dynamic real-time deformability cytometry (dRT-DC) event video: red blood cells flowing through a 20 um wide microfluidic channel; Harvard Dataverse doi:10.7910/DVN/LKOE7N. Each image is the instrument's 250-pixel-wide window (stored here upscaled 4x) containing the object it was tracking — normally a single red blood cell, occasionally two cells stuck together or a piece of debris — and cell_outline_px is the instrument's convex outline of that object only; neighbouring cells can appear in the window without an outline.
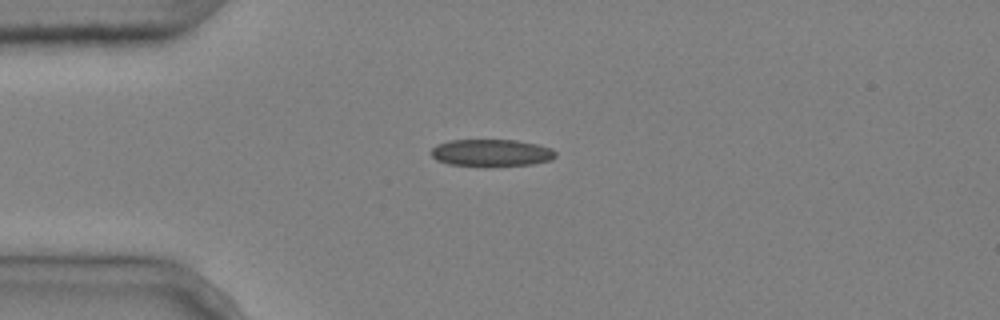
{"species": "common noctule bat (a hibernating species)", "species_latin": "Nyctalus noctula", "temperature_condition": "cold", "stored_images_in_passage": 6, "camera_frame_rate_fps": 3000, "um_per_image_px": 0.085, "animal": {"sex": "male", "body_mass_g": 20.4}, "frame": {"image": 1, "passage_image": 2, "time_ms": 0.333, "image_size_px": [1000, 320], "cell_outline_px": [[556, 156], [552, 160], [532, 164], [488, 168], [448, 164], [436, 160], [432, 156], [432, 148], [436, 144], [448, 140], [516, 140], [536, 144], [552, 148], [556, 152]], "centroid_in_image_um": [41.76, 13.02], "position_along_channel_um": 43.2, "area_um2": 20.29}}